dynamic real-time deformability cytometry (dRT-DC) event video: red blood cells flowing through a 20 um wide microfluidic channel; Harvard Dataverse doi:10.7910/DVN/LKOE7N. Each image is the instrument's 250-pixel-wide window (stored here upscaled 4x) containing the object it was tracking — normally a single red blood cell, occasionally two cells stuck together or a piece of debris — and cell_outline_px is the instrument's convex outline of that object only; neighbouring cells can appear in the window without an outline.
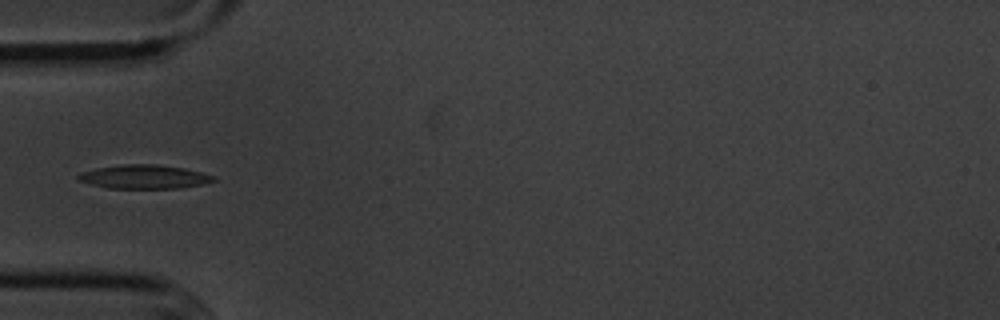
{"species": "common noctule bat (a hibernating species)", "species_latin": "Nyctalus noctula", "temperature_condition": "cold", "stored_images_in_passage": 6, "camera_frame_rate_fps": 3000, "um_per_image_px": 0.085, "animal": {"sex": "male", "body_mass_g": 20.1, "forearm_length_mm": 53.5}, "frame": {"image": 1, "passage_image": 5, "time_ms": 4.667, "image_size_px": [1000, 320], "cell_outline_px": [[216, 180], [200, 184], [180, 188], [108, 188], [92, 184], [80, 180], [76, 176], [80, 172], [96, 168], [120, 164], [156, 164], [184, 168], [216, 176]], "centroid_in_image_um": [12.25, 15.01], "position_along_channel_um": 72.8, "area_um2": 18.67}}
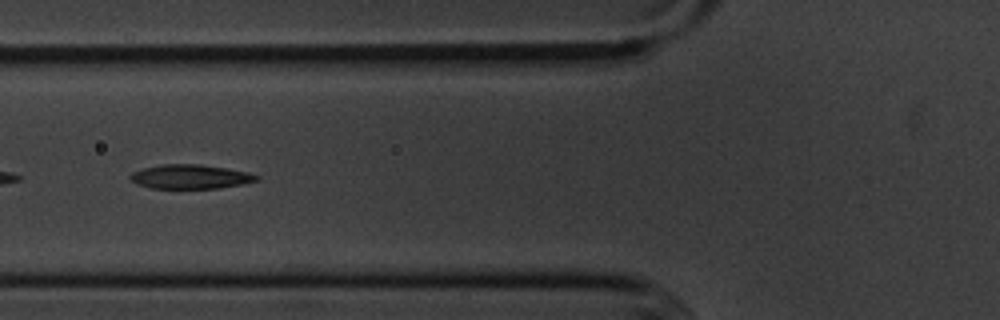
{"frame": {"image": 2, "passage_image": 6, "time_ms": 5.667, "image_size_px": [1000, 320], "cell_outline_px": [[260, 176], [256, 180], [244, 184], [216, 188], [152, 188], [136, 184], [128, 176], [132, 172], [144, 168], [164, 164], [200, 164], [248, 172]], "centroid_in_image_um": [16.16, 15.02], "position_along_channel_um": 109.6, "area_um2": 17.63}}